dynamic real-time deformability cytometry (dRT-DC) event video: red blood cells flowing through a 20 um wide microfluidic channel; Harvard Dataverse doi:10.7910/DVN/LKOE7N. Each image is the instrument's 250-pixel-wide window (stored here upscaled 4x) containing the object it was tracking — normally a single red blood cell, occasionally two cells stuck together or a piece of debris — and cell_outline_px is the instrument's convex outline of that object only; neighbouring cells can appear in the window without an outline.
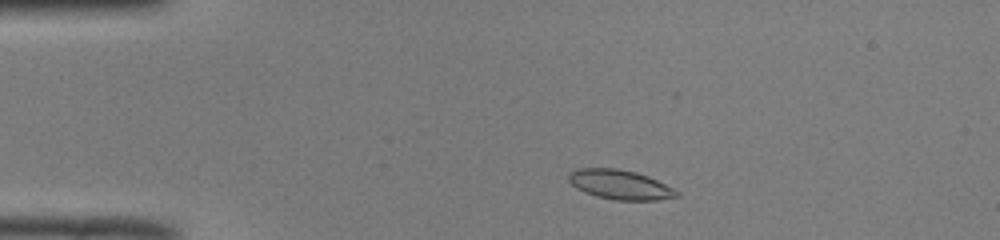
{"species": "common noctule bat (a hibernating species)", "species_latin": "Nyctalus noctula", "temperature_condition": "room temperature", "stored_images_in_passage": 45, "camera_frame_rate_fps": 3000, "um_per_image_px": 0.085, "animal": {"sex": "male", "body_mass_g": 19.0, "forearm_length_mm": 50.8}, "frame": {"image": 1, "passage_image": 4, "time_ms": 1.0, "image_size_px": [1000, 240], "cell_outline_px": [[680, 196], [660, 200], [616, 200], [596, 196], [584, 192], [576, 188], [568, 180], [568, 172], [580, 168], [616, 168], [636, 172], [648, 176], [680, 192]], "centroid_in_image_um": [52.69, 15.69], "position_along_channel_um": 32.3, "area_um2": 18.61}}
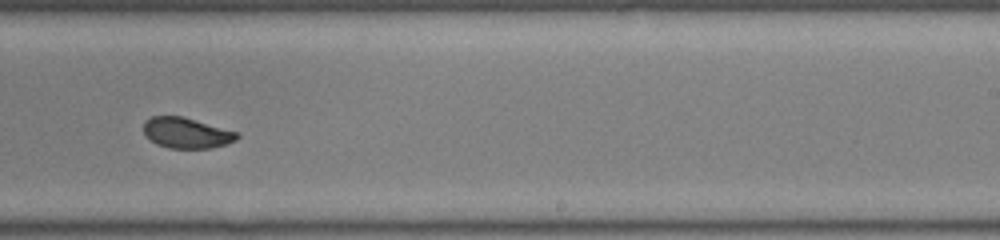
{"frame": {"image": 2, "passage_image": 26, "time_ms": 8.333, "image_size_px": [1000, 240], "cell_outline_px": [[240, 136], [236, 140], [228, 144], [212, 148], [168, 148], [156, 144], [144, 132], [144, 120], [152, 116], [184, 116], [240, 132]], "centroid_in_image_um": [15.91, 11.29], "position_along_channel_um": 273.1, "area_um2": 16.94}}
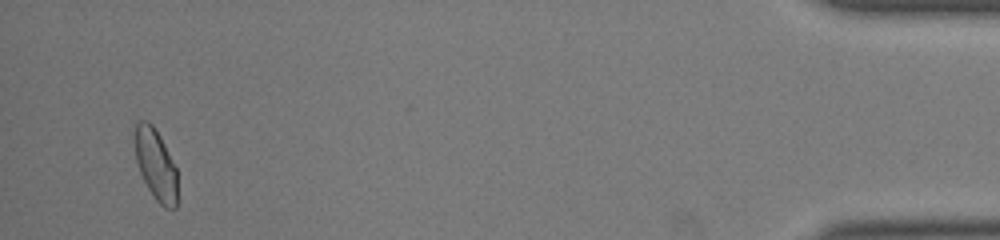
{"frame": {"image": 3, "passage_image": 43, "time_ms": 14.0, "image_size_px": [1000, 240], "cell_outline_px": [[176, 208], [164, 208], [156, 200], [148, 188], [140, 172], [136, 160], [136, 124], [140, 120], [148, 120], [152, 124], [160, 136], [176, 168]], "centroid_in_image_um": [13.24, 13.99], "position_along_channel_um": 422.0, "area_um2": 17.17}, "authors_computed_cell_mechanics": {"area_um2": 17.8024, "velocity_mm_per_s": 3.9775, "shape_relaxation_time_tau1_ms": 3.0708, "shape_relaxation_time_tau2_ms": 1.0168, "deformation_change_tau1": 0.0913, "deformation_change_tau2": 0.0453}}